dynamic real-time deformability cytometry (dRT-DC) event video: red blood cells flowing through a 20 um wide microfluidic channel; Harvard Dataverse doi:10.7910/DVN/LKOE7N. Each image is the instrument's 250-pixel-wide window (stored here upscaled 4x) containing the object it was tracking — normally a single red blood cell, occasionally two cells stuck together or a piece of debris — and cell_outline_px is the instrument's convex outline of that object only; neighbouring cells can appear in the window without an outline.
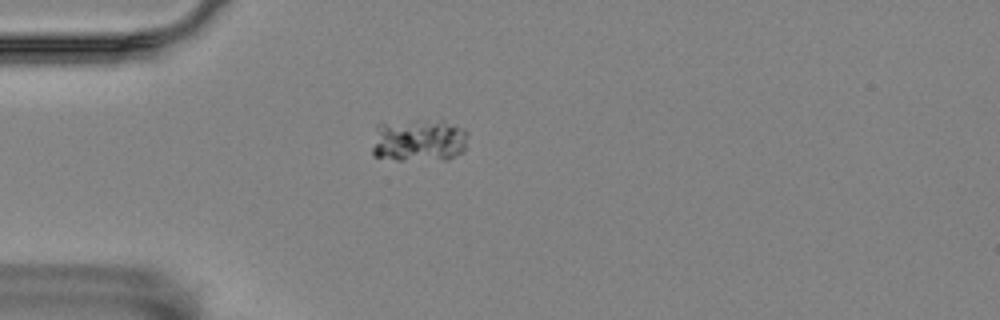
{"species": "Egyptian fruit bat (a non-hibernating species)", "species_latin": "Rousettus aegyptiacus", "temperature_condition": "room temperature", "stored_images_in_passage": 44, "camera_frame_rate_fps": 3000, "um_per_image_px": 0.085, "animal": {"sex": "female"}, "frame": {"image": 1, "passage_image": 4, "time_ms": 1.0, "image_size_px": [1000, 320], "cell_outline_px": [[468, 132], [464, 152], [448, 160], [396, 160], [372, 156], [372, 148], [376, 124], [416, 120], [440, 120], [464, 128]], "centroid_in_image_um": [35.61, 11.94], "position_along_channel_um": 49.4, "area_um2": 24.39}}
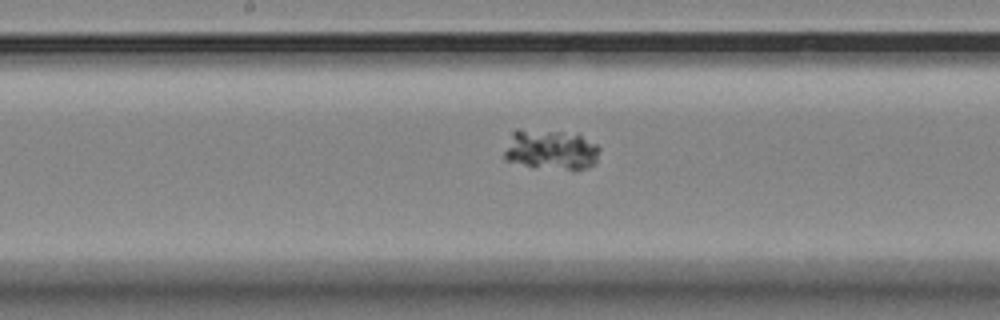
{"frame": {"image": 2, "passage_image": 18, "time_ms": 5.667, "image_size_px": [1000, 320], "cell_outline_px": [[600, 148], [596, 164], [588, 168], [532, 168], [504, 160], [504, 152], [512, 132], [516, 128], [520, 128], [580, 132], [596, 144]], "centroid_in_image_um": [46.83, 12.68], "position_along_channel_um": 201.4, "area_um2": 23.06}}
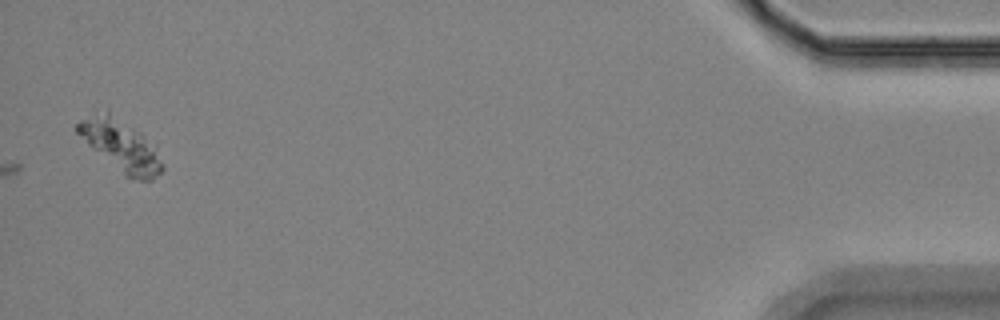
{"frame": {"image": 3, "passage_image": 44, "time_ms": 14.333, "image_size_px": [1000, 320], "cell_outline_px": [[164, 168], [152, 180], [136, 180], [124, 176], [88, 144], [76, 132], [76, 124], [80, 120], [108, 108], [156, 144]], "centroid_in_image_um": [10.31, 12.34], "position_along_channel_um": 424.9, "area_um2": 25.61}}